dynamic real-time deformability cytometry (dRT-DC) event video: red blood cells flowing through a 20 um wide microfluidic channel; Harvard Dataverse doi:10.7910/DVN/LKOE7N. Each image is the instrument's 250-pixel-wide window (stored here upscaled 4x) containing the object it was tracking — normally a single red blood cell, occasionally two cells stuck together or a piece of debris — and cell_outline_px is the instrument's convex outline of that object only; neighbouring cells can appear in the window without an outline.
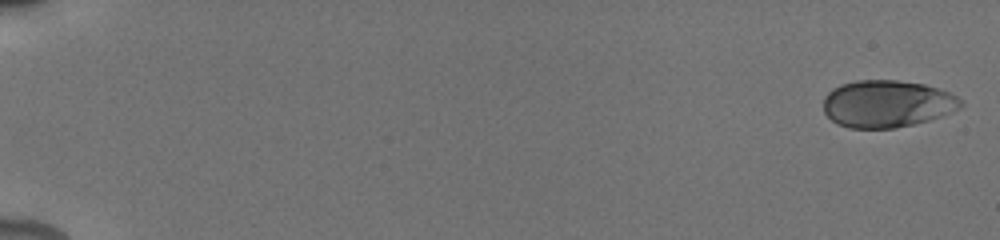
{"species": "human", "species_latin": "Homo sapiens", "temperature_condition": "cold", "stored_images_in_passage": 10, "camera_frame_rate_fps": 3000, "um_per_image_px": 0.085, "donor": {"sex": "male"}, "frame": {"image": 1, "passage_image": 1, "time_ms": 0.0, "image_size_px": [1000, 240], "cell_outline_px": [[964, 104], [960, 108], [940, 116], [928, 120], [896, 128], [848, 128], [836, 124], [824, 112], [824, 96], [832, 88], [840, 84], [856, 80], [896, 80], [924, 84], [948, 92], [964, 100]], "centroid_in_image_um": [75.38, 8.82], "position_along_channel_um": 9.6, "area_um2": 37.86}}
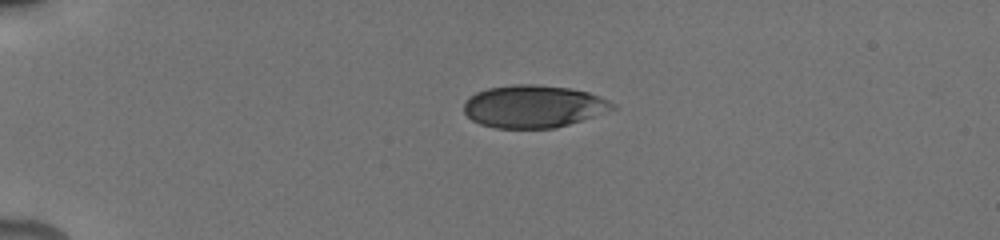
{"frame": {"image": 2, "passage_image": 6, "time_ms": 4.333, "image_size_px": [1000, 240], "cell_outline_px": [[616, 108], [556, 128], [496, 128], [480, 124], [472, 120], [464, 112], [464, 104], [476, 92], [488, 88], [512, 84], [532, 84], [568, 88], [588, 92], [600, 96], [616, 104]], "centroid_in_image_um": [45.34, 9.04], "position_along_channel_um": 39.7, "area_um2": 36.53}}
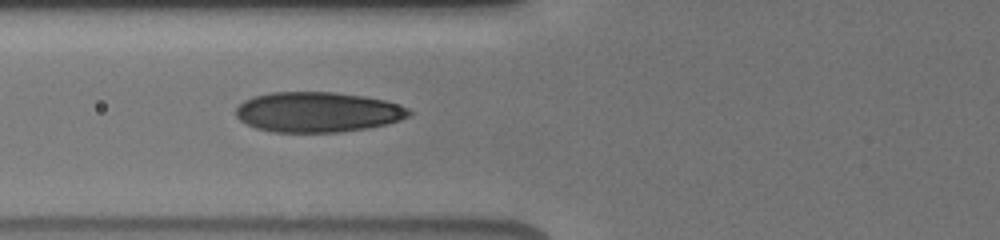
{"frame": {"image": 3, "passage_image": 9, "time_ms": 7.333, "image_size_px": [1000, 240], "cell_outline_px": [[412, 116], [400, 120], [368, 128], [340, 132], [272, 132], [256, 128], [240, 120], [236, 116], [236, 108], [244, 100], [252, 96], [272, 92], [336, 92], [364, 96], [384, 100], [408, 108], [412, 112]], "centroid_in_image_um": [27.0, 9.52], "position_along_channel_um": 98.8, "area_um2": 40.63}}